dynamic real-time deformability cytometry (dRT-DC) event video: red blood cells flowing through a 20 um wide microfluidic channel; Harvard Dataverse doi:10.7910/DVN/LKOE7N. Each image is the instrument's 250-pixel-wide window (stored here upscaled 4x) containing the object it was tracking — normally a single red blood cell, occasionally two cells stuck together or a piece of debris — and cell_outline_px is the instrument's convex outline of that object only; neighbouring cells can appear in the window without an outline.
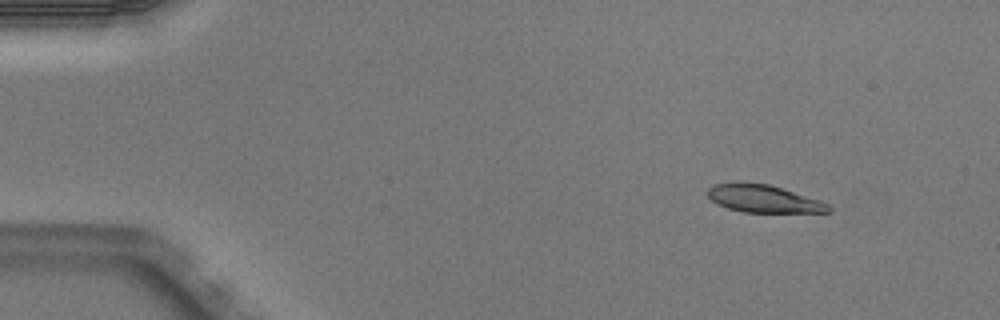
{"species": "Egyptian fruit bat (a non-hibernating species)", "species_latin": "Rousettus aegyptiacus", "temperature_condition": "warm", "stored_images_in_passage": 4, "camera_frame_rate_fps": 3000, "um_per_image_px": 0.085, "animal": {"sex": "male"}, "frame": {"image": 1, "passage_image": 1, "time_ms": 0.0, "image_size_px": [1000, 320], "cell_outline_px": [[832, 212], [744, 212], [728, 208], [712, 200], [704, 192], [712, 184], [768, 184], [820, 200], [828, 204], [832, 208]], "centroid_in_image_um": [64.93, 16.91], "position_along_channel_um": 20.1, "area_um2": 18.9}}
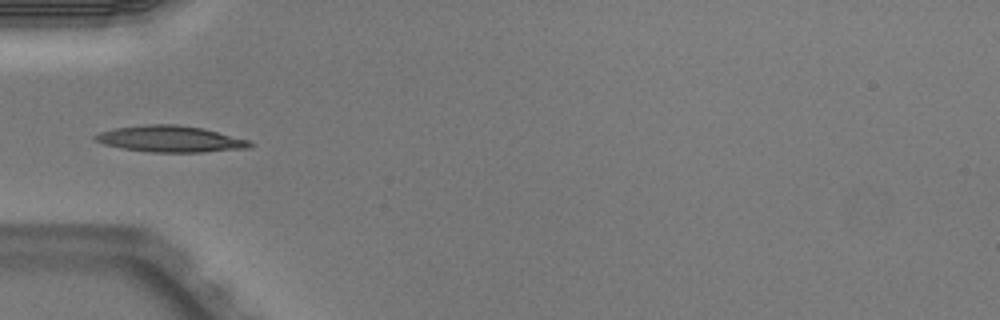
{"frame": {"image": 2, "passage_image": 4, "time_ms": 1.0, "image_size_px": [1000, 320], "cell_outline_px": [[256, 144], [252, 148], [200, 152], [152, 152], [124, 148], [104, 144], [92, 140], [92, 136], [100, 132], [116, 128], [144, 124], [176, 124], [204, 128], [248, 140]], "centroid_in_image_um": [14.5, 11.81], "position_along_channel_um": 70.5, "area_um2": 23.81}}